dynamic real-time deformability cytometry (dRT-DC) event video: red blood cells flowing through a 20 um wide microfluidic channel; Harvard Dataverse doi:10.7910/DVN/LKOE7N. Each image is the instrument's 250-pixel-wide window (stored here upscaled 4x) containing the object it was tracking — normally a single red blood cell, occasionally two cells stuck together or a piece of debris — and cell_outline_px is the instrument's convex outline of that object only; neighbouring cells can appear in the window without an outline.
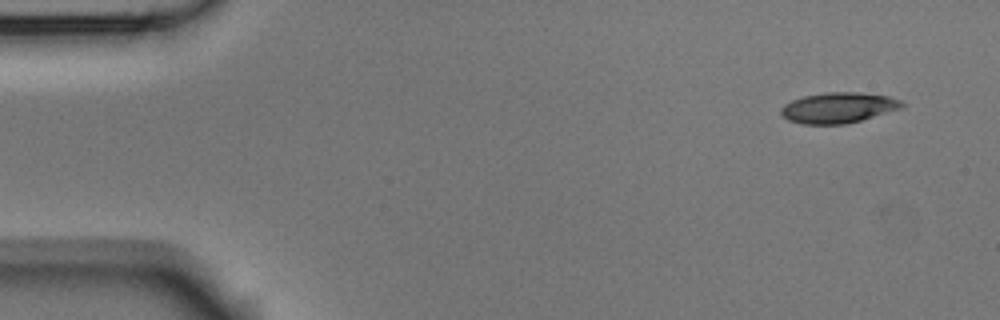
{"species": "Egyptian fruit bat (a non-hibernating species)", "species_latin": "Rousettus aegyptiacus", "temperature_condition": "room temperature", "stored_images_in_passage": 3, "camera_frame_rate_fps": 3000, "um_per_image_px": 0.085, "animal": {"sex": "male"}, "frame": {"image": 1, "passage_image": 1, "time_ms": 0.0, "image_size_px": [1000, 320], "cell_outline_px": [[904, 108], [860, 120], [844, 124], [804, 124], [788, 120], [780, 112], [780, 108], [784, 104], [792, 100], [804, 96], [828, 92], [860, 92], [888, 96], [900, 100], [904, 104]], "centroid_in_image_um": [71.27, 9.15], "position_along_channel_um": 13.7, "area_um2": 21.5}}
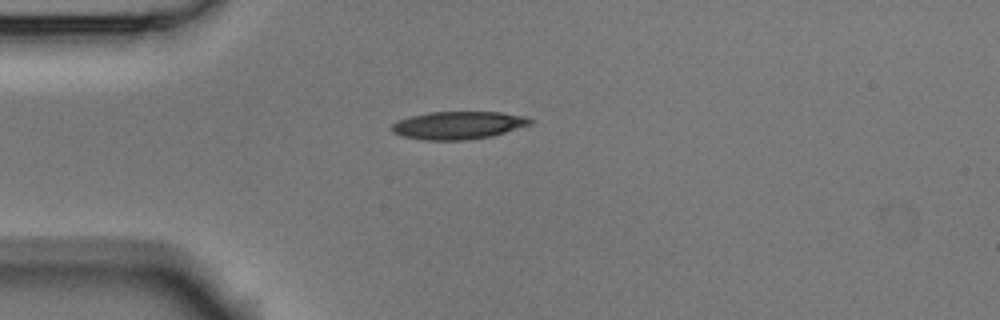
{"frame": {"image": 2, "passage_image": 3, "time_ms": 0.667, "image_size_px": [1000, 320], "cell_outline_px": [[536, 120], [532, 124], [492, 136], [468, 140], [424, 140], [400, 136], [392, 132], [392, 124], [408, 116], [428, 112], [500, 112], [524, 116]], "centroid_in_image_um": [38.96, 10.65], "position_along_channel_um": 46.0, "area_um2": 22.6}}